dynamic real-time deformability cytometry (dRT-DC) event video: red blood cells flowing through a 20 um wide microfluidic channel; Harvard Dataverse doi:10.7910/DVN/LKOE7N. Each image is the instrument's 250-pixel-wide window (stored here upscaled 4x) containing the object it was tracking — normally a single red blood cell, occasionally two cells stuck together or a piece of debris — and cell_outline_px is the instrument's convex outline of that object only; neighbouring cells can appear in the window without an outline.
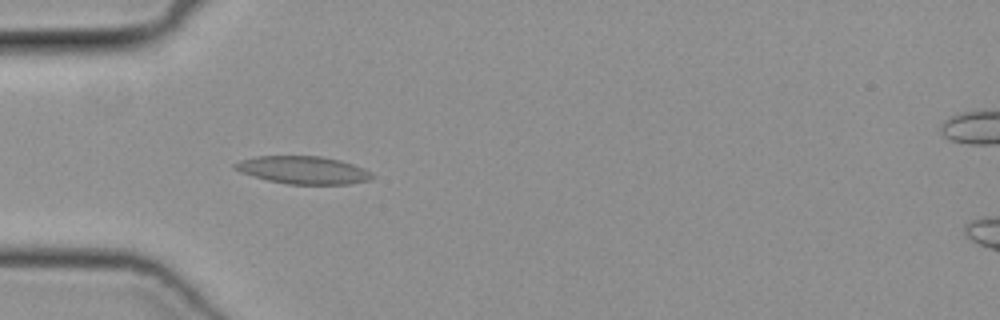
{"species": "common noctule bat (a hibernating species)", "species_latin": "Nyctalus noctula", "temperature_condition": "cold", "stored_images_in_passage": 50, "camera_frame_rate_fps": 3000, "um_per_image_px": 0.085, "animal": {"sex": "female", "body_mass_g": 19.3, "forearm_length_mm": 54.1}, "frame": {"image": 1, "passage_image": 16, "time_ms": 5.0, "image_size_px": [1000, 320], "cell_outline_px": [[376, 176], [368, 180], [348, 184], [288, 184], [268, 180], [240, 172], [232, 168], [232, 164], [240, 160], [256, 156], [320, 156], [340, 160], [364, 168], [372, 172]], "centroid_in_image_um": [25.76, 14.45], "position_along_channel_um": 59.2, "area_um2": 22.2}}
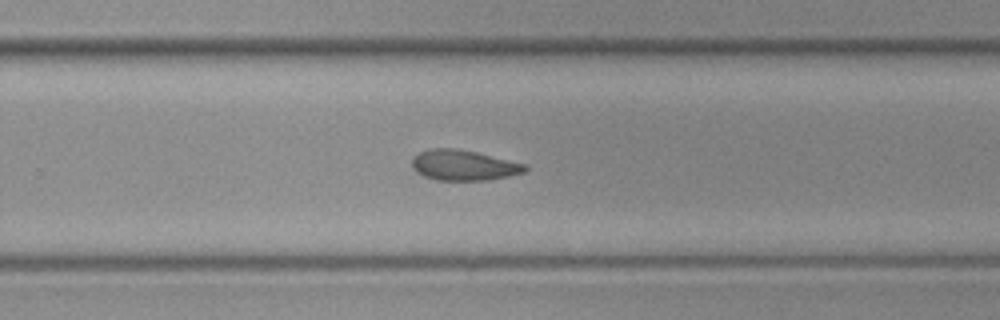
{"frame": {"image": 2, "passage_image": 33, "time_ms": 10.667, "image_size_px": [1000, 320], "cell_outline_px": [[528, 168], [524, 172], [508, 176], [488, 180], [436, 180], [424, 176], [416, 172], [412, 168], [412, 160], [420, 152], [428, 148], [456, 148], [476, 152], [528, 164]], "centroid_in_image_um": [39.42, 14.04], "position_along_channel_um": 290.4, "area_um2": 20.11}}
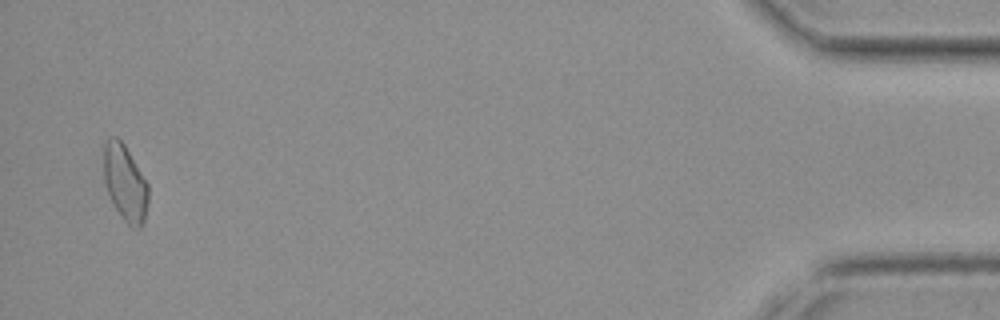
{"frame": {"image": 3, "passage_image": 49, "time_ms": 16.0, "image_size_px": [1000, 320], "cell_outline_px": [[148, 200], [144, 220], [140, 228], [132, 228], [124, 220], [116, 208], [108, 192], [104, 180], [104, 140], [108, 136], [116, 136], [124, 144], [148, 184]], "centroid_in_image_um": [10.62, 15.51], "position_along_channel_um": 424.6, "area_um2": 19.59}}